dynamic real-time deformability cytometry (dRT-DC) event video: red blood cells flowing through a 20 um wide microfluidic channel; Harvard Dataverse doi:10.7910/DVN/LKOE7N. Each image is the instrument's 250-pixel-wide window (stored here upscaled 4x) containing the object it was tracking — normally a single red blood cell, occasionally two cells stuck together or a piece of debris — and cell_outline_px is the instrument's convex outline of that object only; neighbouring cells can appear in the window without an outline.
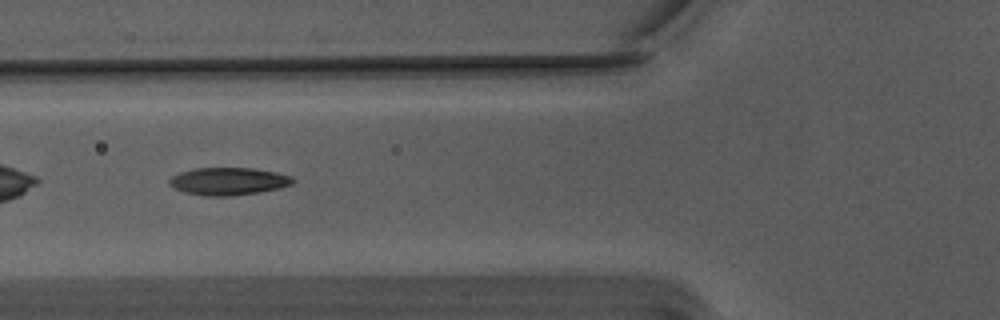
{"species": "Egyptian fruit bat (a non-hibernating species)", "species_latin": "Rousettus aegyptiacus", "temperature_condition": "warm", "stored_images_in_passage": 39, "camera_frame_rate_fps": 3000, "um_per_image_px": 0.085, "animal": {"sex": "male"}, "frame": {"image": 1, "passage_image": 5, "time_ms": 1.333, "image_size_px": [1000, 320], "cell_outline_px": [[296, 180], [292, 184], [280, 188], [260, 192], [232, 196], [208, 196], [184, 192], [168, 184], [168, 180], [172, 176], [180, 172], [196, 168], [256, 168], [276, 172], [292, 176]], "centroid_in_image_um": [19.45, 15.4], "position_along_channel_um": 106.4, "area_um2": 19.94}}
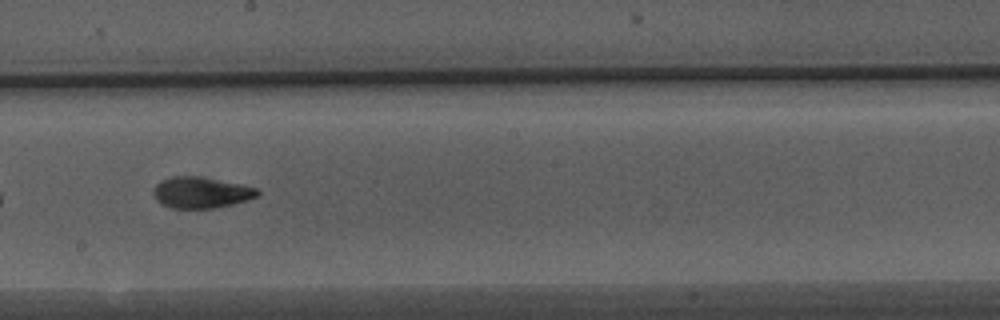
{"frame": {"image": 2, "passage_image": 15, "time_ms": 4.667, "image_size_px": [1000, 320], "cell_outline_px": [[260, 196], [248, 200], [216, 208], [172, 208], [160, 204], [156, 200], [152, 192], [156, 184], [160, 180], [172, 176], [200, 176], [240, 184], [256, 188], [260, 192]], "centroid_in_image_um": [17.08, 16.36], "position_along_channel_um": 231.1, "area_um2": 19.07}}
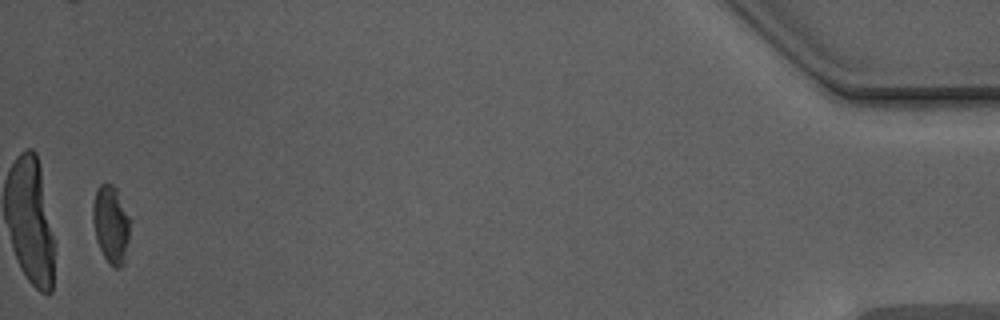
{"frame": {"image": 3, "passage_image": 38, "time_ms": 12.333, "image_size_px": [1000, 320], "cell_outline_px": [[132, 220], [124, 264], [120, 268], [112, 268], [108, 264], [96, 240], [92, 220], [92, 204], [96, 188], [100, 184], [112, 184], [116, 188]], "centroid_in_image_um": [9.44, 19.08], "position_along_channel_um": 425.8, "area_um2": 17.4}, "authors_computed_cell_mechanics": {"area_um2": 18.9584, "velocity_mm_per_s": 3.7391, "shape_relaxation_time_tau1_ms": 3.6124, "shape_relaxation_time_tau2_ms": 1.5338, "deformation_change_tau1": 0.1705, "deformation_change_tau2": 0.0805}}